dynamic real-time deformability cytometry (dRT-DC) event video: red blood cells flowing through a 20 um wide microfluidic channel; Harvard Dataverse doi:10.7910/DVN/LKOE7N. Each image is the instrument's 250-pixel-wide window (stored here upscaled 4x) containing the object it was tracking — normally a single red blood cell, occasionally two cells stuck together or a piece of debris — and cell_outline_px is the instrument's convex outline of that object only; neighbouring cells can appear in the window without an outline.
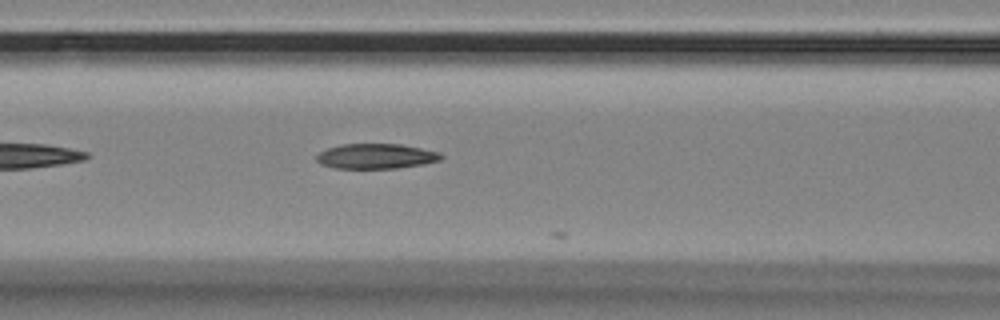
{"species": "Egyptian fruit bat (a non-hibernating species)", "species_latin": "Rousettus aegyptiacus", "temperature_condition": "room temperature", "stored_images_in_passage": 15, "camera_frame_rate_fps": 3000, "um_per_image_px": 0.085, "animal": {"sex": "female"}, "frame": {"image": 1, "passage_image": 8, "time_ms": 2.333, "image_size_px": [1000, 320], "cell_outline_px": [[444, 156], [440, 160], [424, 164], [396, 168], [336, 168], [320, 164], [316, 160], [316, 156], [320, 152], [328, 148], [340, 144], [400, 144], [440, 152]], "centroid_in_image_um": [31.97, 13.28], "position_along_channel_um": 134.6, "area_um2": 18.15}}
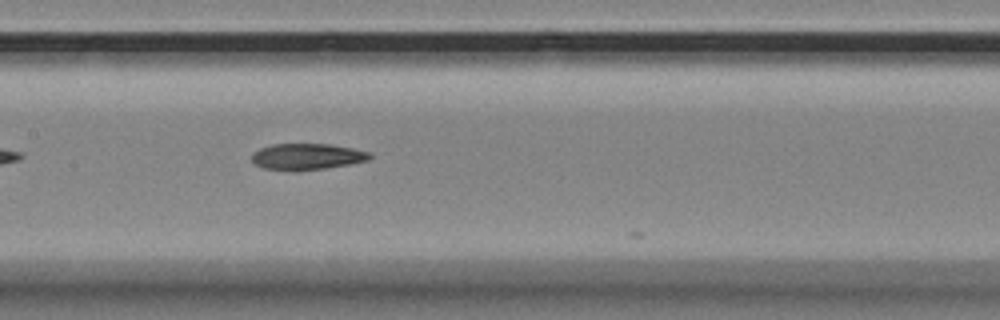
{"frame": {"image": 2, "passage_image": 12, "time_ms": 3.667, "image_size_px": [1000, 320], "cell_outline_px": [[372, 156], [368, 160], [348, 164], [324, 168], [296, 172], [264, 168], [252, 164], [252, 152], [260, 148], [272, 144], [332, 144], [372, 152]], "centroid_in_image_um": [26.06, 13.32], "position_along_channel_um": 181.3, "area_um2": 18.32}}